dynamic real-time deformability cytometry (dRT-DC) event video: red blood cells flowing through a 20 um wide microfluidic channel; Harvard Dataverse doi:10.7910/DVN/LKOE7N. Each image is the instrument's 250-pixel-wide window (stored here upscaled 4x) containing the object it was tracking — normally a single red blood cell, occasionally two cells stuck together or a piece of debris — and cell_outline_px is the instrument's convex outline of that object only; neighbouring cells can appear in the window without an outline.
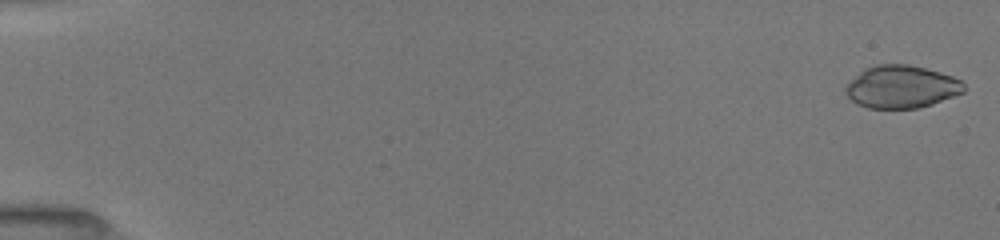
{"species": "common noctule bat (a hibernating species)", "species_latin": "Nyctalus noctula", "temperature_condition": "room temperature", "stored_images_in_passage": 31, "camera_frame_rate_fps": 3000, "um_per_image_px": 0.085, "animal": {"sex": "female", "body_mass_g": 19.5, "forearm_length_mm": 54.1}, "frame": {"image": 1, "passage_image": 1, "time_ms": 0.0, "image_size_px": [1000, 240], "cell_outline_px": [[964, 92], [932, 104], [916, 108], [868, 108], [856, 104], [844, 92], [844, 88], [864, 68], [876, 64], [908, 64], [940, 72], [952, 76], [960, 80], [964, 84]], "centroid_in_image_um": [76.61, 7.38], "position_along_channel_um": 8.4, "area_um2": 29.25}}
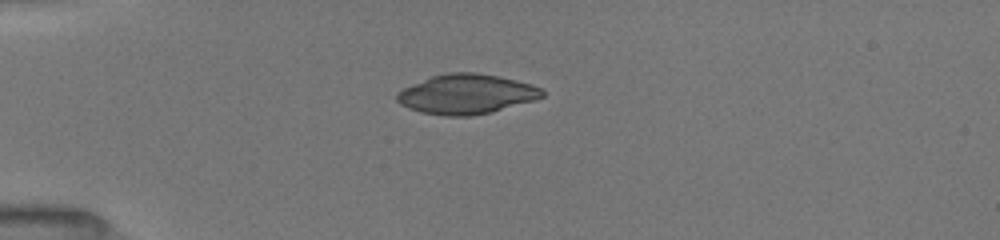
{"frame": {"image": 2, "passage_image": 9, "time_ms": 4.333, "image_size_px": [1000, 240], "cell_outline_px": [[544, 96], [536, 100], [492, 112], [468, 116], [444, 116], [420, 112], [408, 108], [400, 104], [396, 100], [396, 92], [412, 84], [432, 76], [444, 72], [476, 72], [516, 80], [532, 84], [540, 88], [544, 92]], "centroid_in_image_um": [39.63, 8.0], "position_along_channel_um": 45.4, "area_um2": 33.81}}